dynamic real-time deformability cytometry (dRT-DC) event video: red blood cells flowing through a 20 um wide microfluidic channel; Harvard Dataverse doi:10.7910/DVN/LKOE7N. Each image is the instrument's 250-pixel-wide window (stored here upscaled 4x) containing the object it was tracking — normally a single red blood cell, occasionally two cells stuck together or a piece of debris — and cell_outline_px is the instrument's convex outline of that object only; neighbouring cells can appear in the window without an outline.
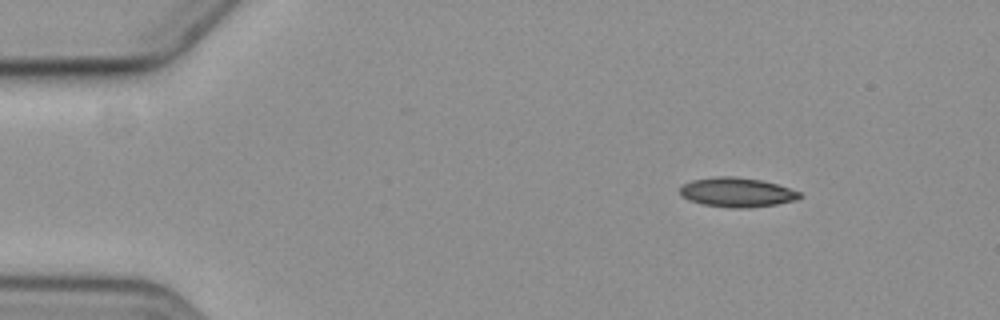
{"species": "common noctule bat (a hibernating species)", "species_latin": "Nyctalus noctula", "temperature_condition": "cold", "stored_images_in_passage": 3, "camera_frame_rate_fps": 3000, "um_per_image_px": 0.085, "animal": {"sex": "female", "body_mass_g": 19.3, "forearm_length_mm": 54.1}, "frame": {"image": 1, "passage_image": 1, "time_ms": 0.0, "image_size_px": [1000, 320], "cell_outline_px": [[804, 196], [796, 200], [776, 204], [748, 208], [732, 208], [704, 204], [692, 200], [684, 196], [680, 192], [680, 188], [684, 184], [692, 180], [716, 176], [732, 176], [760, 180], [776, 184], [800, 192]], "centroid_in_image_um": [62.68, 16.34], "position_along_channel_um": 22.3, "area_um2": 20.23}}